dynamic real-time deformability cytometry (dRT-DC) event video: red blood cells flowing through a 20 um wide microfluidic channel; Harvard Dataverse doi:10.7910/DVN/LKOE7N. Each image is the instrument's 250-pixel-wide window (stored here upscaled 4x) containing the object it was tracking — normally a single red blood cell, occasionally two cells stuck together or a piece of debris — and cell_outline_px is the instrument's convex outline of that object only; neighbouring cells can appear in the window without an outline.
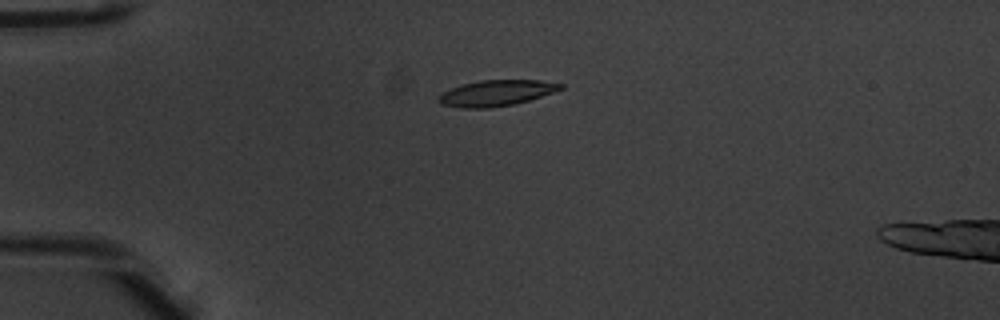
{"species": "common noctule bat (a hibernating species)", "species_latin": "Nyctalus noctula", "temperature_condition": "warm", "stored_images_in_passage": 3, "camera_frame_rate_fps": 3000, "um_per_image_px": 0.085, "animal": {"sex": "male", "body_mass_g": 20.1, "forearm_length_mm": 53.5}, "frame": {"image": 1, "passage_image": 1, "time_ms": 0.0, "image_size_px": [1000, 320], "cell_outline_px": [[564, 88], [516, 104], [488, 108], [460, 108], [440, 104], [436, 100], [436, 96], [452, 88], [464, 84], [480, 80], [540, 80], [564, 84]], "centroid_in_image_um": [42.15, 7.91], "position_along_channel_um": 42.9, "area_um2": 18.38}}